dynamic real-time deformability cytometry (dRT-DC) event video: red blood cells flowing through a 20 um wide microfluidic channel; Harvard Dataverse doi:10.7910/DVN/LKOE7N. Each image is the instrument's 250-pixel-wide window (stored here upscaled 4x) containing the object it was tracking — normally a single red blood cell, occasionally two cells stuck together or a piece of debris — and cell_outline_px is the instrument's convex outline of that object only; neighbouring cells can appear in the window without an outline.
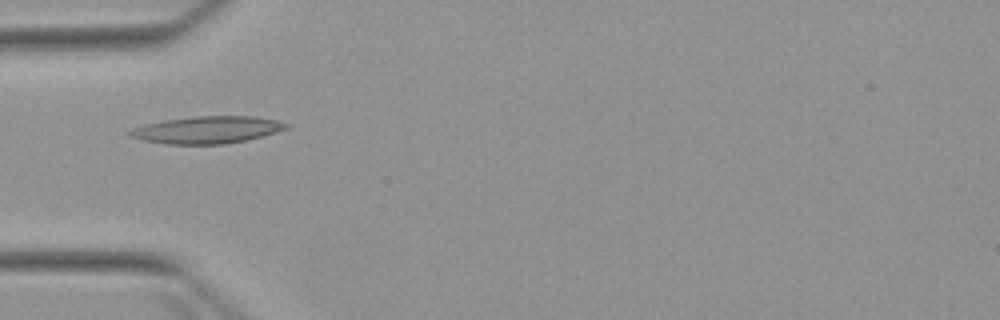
{"species": "Egyptian fruit bat (a non-hibernating species)", "species_latin": "Rousettus aegyptiacus", "temperature_condition": "warm", "stored_images_in_passage": 1, "camera_frame_rate_fps": 3000, "um_per_image_px": 0.085, "animal": {"sex": "female"}, "frame": {"image": 1, "passage_image": 1, "time_ms": 0.0, "image_size_px": [1000, 320], "cell_outline_px": [[292, 124], [288, 128], [276, 132], [248, 140], [224, 144], [164, 144], [144, 140], [128, 136], [128, 132], [132, 128], [144, 124], [164, 120], [196, 116], [256, 116], [276, 120]], "centroid_in_image_um": [17.62, 11.03], "position_along_channel_um": 67.4, "area_um2": 24.91}}